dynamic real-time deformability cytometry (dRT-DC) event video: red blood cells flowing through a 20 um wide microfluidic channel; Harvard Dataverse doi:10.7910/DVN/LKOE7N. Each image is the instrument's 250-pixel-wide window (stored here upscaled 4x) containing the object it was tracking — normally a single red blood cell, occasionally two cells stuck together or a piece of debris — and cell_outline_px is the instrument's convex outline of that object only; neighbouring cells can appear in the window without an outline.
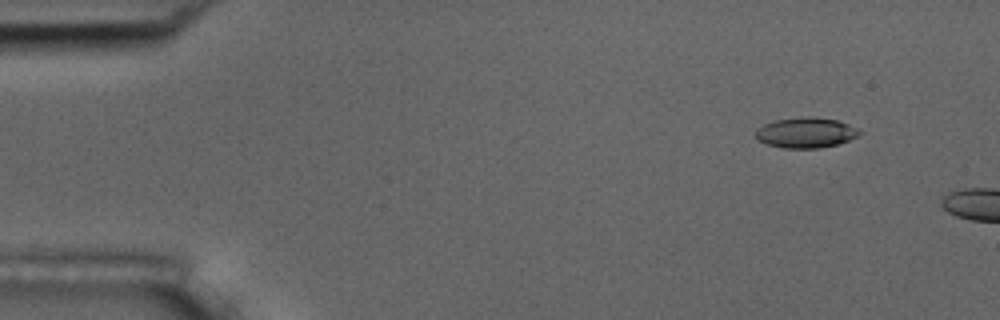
{"species": "common noctule bat (a hibernating species)", "species_latin": "Nyctalus noctula", "temperature_condition": "room temperature", "stored_images_in_passage": 12, "camera_frame_rate_fps": 3000, "um_per_image_px": 0.085, "animal": {"sex": "male", "body_mass_g": 17.5, "forearm_length_mm": 52.3}, "frame": {"image": 1, "passage_image": 6, "time_ms": 1.667, "image_size_px": [1000, 320], "cell_outline_px": [[860, 136], [836, 144], [820, 148], [784, 148], [768, 144], [756, 140], [756, 128], [764, 124], [776, 120], [808, 116], [812, 116], [836, 120], [848, 124], [856, 128], [860, 132]], "centroid_in_image_um": [68.47, 11.28], "position_along_channel_um": 16.5, "area_um2": 18.26}}